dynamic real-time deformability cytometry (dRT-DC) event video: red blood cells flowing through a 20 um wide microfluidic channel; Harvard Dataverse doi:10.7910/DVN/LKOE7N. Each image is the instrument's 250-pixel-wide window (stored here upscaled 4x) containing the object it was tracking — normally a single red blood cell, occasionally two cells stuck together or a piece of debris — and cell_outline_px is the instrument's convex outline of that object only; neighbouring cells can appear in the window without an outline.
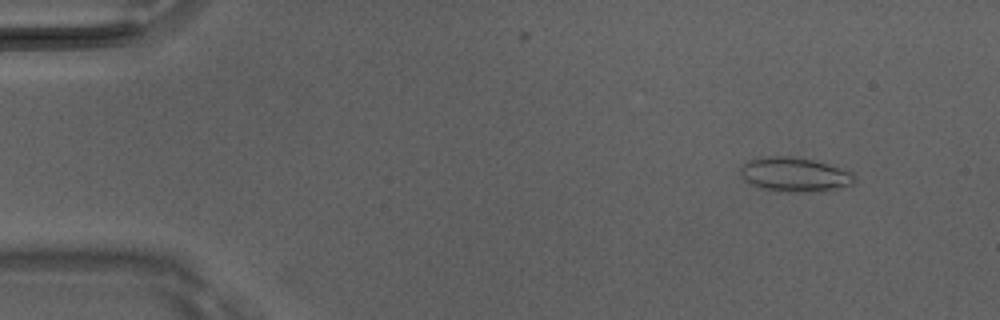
{"species": "Egyptian fruit bat (a non-hibernating species)", "species_latin": "Rousettus aegyptiacus", "temperature_condition": "room temperature", "stored_images_in_passage": 50, "camera_frame_rate_fps": 3000, "um_per_image_px": 0.085, "animal": {"sex": "male"}, "frame": {"image": 1, "passage_image": 5, "time_ms": 1.333, "image_size_px": [1000, 320], "cell_outline_px": [[856, 180], [852, 184], [824, 192], [788, 192], [764, 188], [752, 184], [744, 180], [740, 172], [740, 168], [748, 160], [768, 156], [788, 156], [812, 160], [856, 172]], "centroid_in_image_um": [67.61, 14.84], "position_along_channel_um": 17.4, "area_um2": 22.89}}
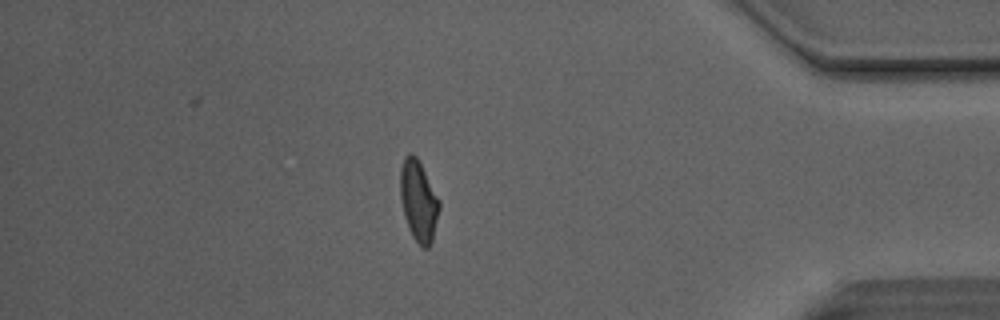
{"frame": {"image": 2, "passage_image": 43, "time_ms": 14.0, "image_size_px": [1000, 320], "cell_outline_px": [[440, 208], [432, 240], [428, 248], [420, 248], [412, 236], [408, 228], [404, 216], [400, 196], [400, 168], [404, 156], [408, 152], [412, 152], [416, 156], [440, 200]], "centroid_in_image_um": [35.56, 17.08], "position_along_channel_um": 399.6, "area_um2": 18.55}}
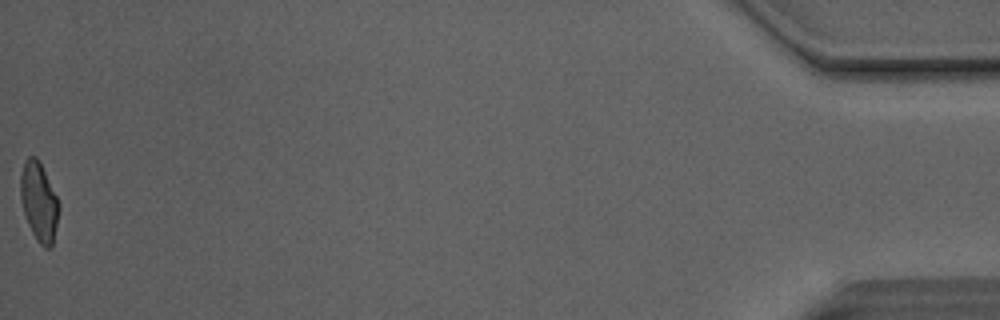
{"frame": {"image": 3, "passage_image": 50, "time_ms": 16.333, "image_size_px": [1000, 320], "cell_outline_px": [[60, 208], [52, 248], [44, 248], [36, 240], [28, 224], [20, 200], [20, 172], [24, 160], [28, 156], [36, 156], [40, 160], [60, 204]], "centroid_in_image_um": [3.31, 17.12], "position_along_channel_um": 431.9, "area_um2": 18.03}, "authors_computed_cell_mechanics": {"area_um2": 18.7272, "velocity_mm_per_s": 4.1384, "shape_relaxation_time_tau1_ms": null, "shape_relaxation_time_tau2_ms": 1.4432, "deformation_change_tau1": null, "deformation_change_tau2": 0.0923}}